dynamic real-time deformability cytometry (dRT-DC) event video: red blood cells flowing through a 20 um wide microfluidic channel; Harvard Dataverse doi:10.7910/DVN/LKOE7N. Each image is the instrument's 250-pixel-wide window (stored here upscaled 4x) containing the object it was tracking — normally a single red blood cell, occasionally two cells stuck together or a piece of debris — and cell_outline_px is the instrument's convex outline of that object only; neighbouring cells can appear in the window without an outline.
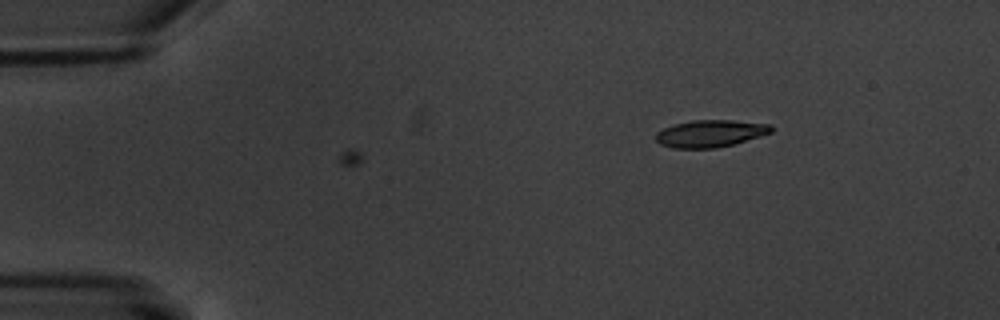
{"species": "common noctule bat (a hibernating species)", "species_latin": "Nyctalus noctula", "temperature_condition": "warm", "stored_images_in_passage": 3, "camera_frame_rate_fps": 3000, "um_per_image_px": 0.085, "animal": {"sex": "male", "body_mass_g": 20.1, "forearm_length_mm": 53.5}, "frame": {"image": 1, "passage_image": 3, "time_ms": 3.0, "image_size_px": [1000, 320], "cell_outline_px": [[772, 132], [760, 136], [732, 144], [716, 148], [672, 148], [660, 144], [656, 140], [656, 132], [664, 128], [676, 124], [692, 120], [732, 120], [772, 124]], "centroid_in_image_um": [60.38, 11.34], "position_along_channel_um": 24.6, "area_um2": 18.15}}